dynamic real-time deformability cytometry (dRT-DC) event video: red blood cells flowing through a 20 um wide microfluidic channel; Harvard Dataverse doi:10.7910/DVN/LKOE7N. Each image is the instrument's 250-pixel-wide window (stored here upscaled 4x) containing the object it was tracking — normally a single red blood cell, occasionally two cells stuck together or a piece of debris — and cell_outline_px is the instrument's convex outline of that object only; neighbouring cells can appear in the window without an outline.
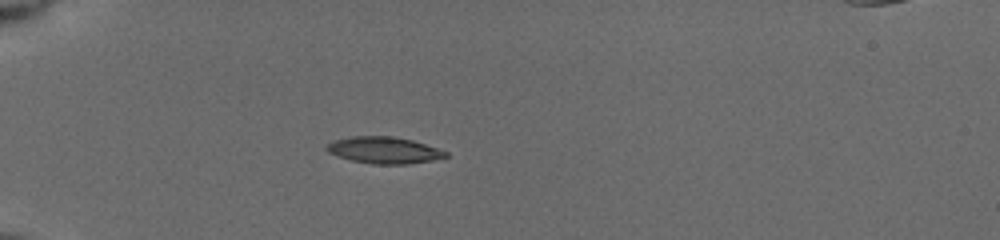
{"species": "common noctule bat (a hibernating species)", "species_latin": "Nyctalus noctula", "temperature_condition": "cold", "stored_images_in_passage": 19, "camera_frame_rate_fps": 3000, "um_per_image_px": 0.085, "animal": {"sex": "female", "body_mass_g": 19.5, "forearm_length_mm": 54.1}, "frame": {"image": 1, "passage_image": 1, "time_ms": 0.0, "image_size_px": [1000, 240], "cell_outline_px": [[448, 156], [432, 160], [408, 164], [372, 164], [352, 160], [328, 152], [324, 148], [328, 144], [336, 140], [352, 136], [392, 136], [412, 140], [448, 152]], "centroid_in_image_um": [32.65, 12.76], "position_along_channel_um": 52.4, "area_um2": 18.21}}
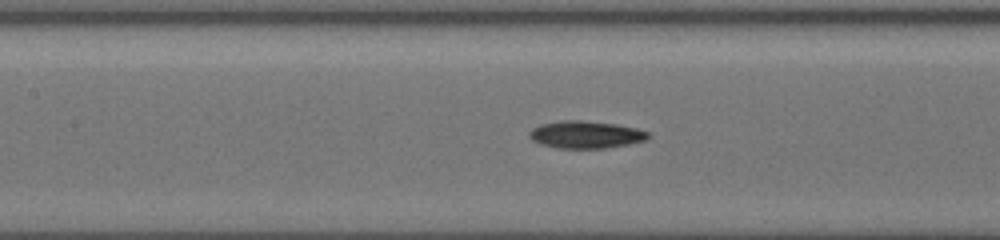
{"frame": {"image": 2, "passage_image": 9, "time_ms": 3.333, "image_size_px": [1000, 240], "cell_outline_px": [[652, 136], [648, 140], [628, 144], [604, 148], [556, 148], [540, 144], [532, 140], [528, 136], [528, 132], [532, 128], [544, 124], [564, 120], [580, 120], [616, 124], [636, 128], [648, 132]], "centroid_in_image_um": [49.81, 11.45], "position_along_channel_um": 157.6, "area_um2": 18.96}}
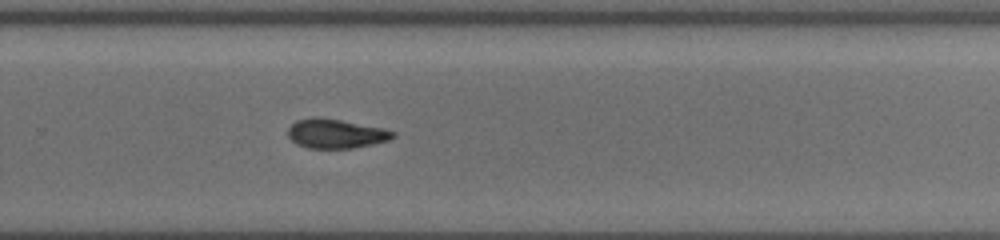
{"frame": {"image": 3, "passage_image": 19, "time_ms": 7.0, "image_size_px": [1000, 240], "cell_outline_px": [[396, 136], [388, 140], [372, 144], [352, 148], [308, 148], [296, 144], [288, 136], [288, 128], [296, 120], [312, 116], [320, 116], [384, 128], [396, 132]], "centroid_in_image_um": [28.53, 11.34], "position_along_channel_um": 301.3, "area_um2": 18.09}}